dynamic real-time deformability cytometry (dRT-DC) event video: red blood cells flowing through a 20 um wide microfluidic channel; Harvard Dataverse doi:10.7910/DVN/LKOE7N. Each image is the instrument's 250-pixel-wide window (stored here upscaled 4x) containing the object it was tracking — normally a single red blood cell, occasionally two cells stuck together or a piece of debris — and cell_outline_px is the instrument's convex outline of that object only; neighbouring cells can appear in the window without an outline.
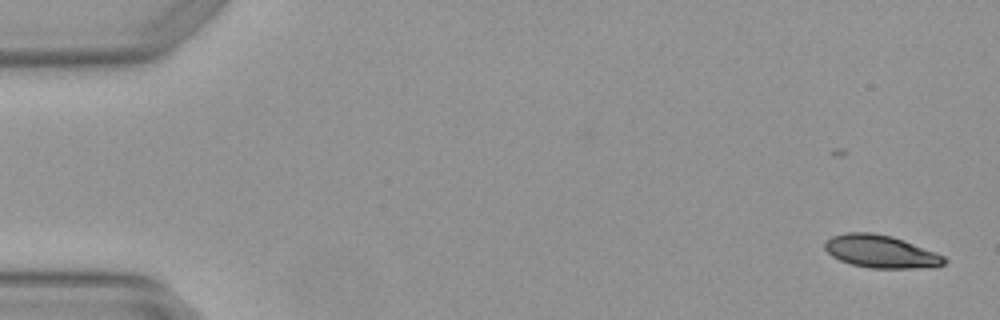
{"species": "Egyptian fruit bat (a non-hibernating species)", "species_latin": "Rousettus aegyptiacus", "temperature_condition": "warm", "stored_images_in_passage": 8, "segment_of_instrument_passage": [1, 2], "camera_frame_rate_fps": 3000, "um_per_image_px": 0.085, "animal": {"sex": "female"}, "frame": {"image": 1, "passage_image": 1, "time_ms": 0.0, "image_size_px": [1000, 320], "cell_outline_px": [[948, 260], [944, 264], [936, 268], [868, 268], [852, 264], [840, 260], [832, 256], [824, 248], [824, 244], [832, 236], [844, 232], [872, 232], [892, 236], [904, 240], [936, 252], [944, 256]], "centroid_in_image_um": [74.91, 21.38], "position_along_channel_um": 10.1, "area_um2": 23.0}}
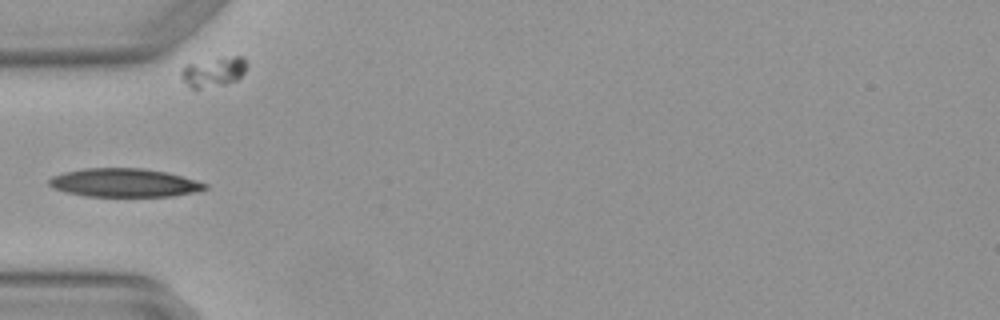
{"frame": {"image": 2, "passage_image": 5, "time_ms": 1.333, "image_size_px": [1000, 320], "cell_outline_px": [[208, 188], [192, 192], [172, 196], [84, 196], [64, 192], [52, 188], [48, 184], [48, 180], [52, 176], [64, 172], [84, 168], [144, 168], [168, 172], [196, 180], [208, 184]], "centroid_in_image_um": [10.53, 15.53], "position_along_channel_um": 74.5, "area_um2": 26.01}}
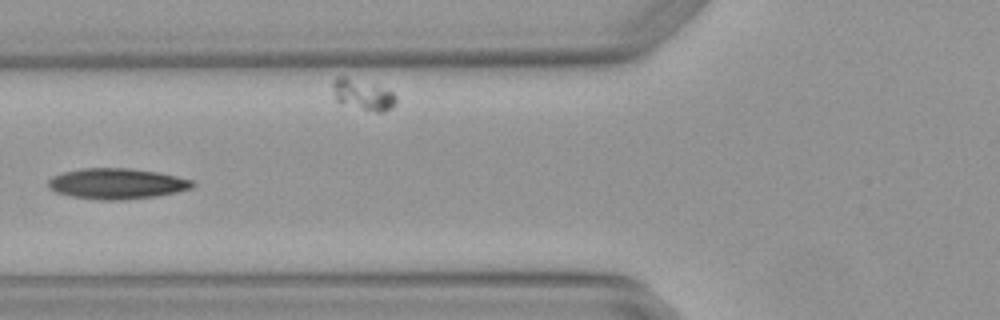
{"frame": {"image": 3, "passage_image": 6, "time_ms": 1.667, "image_size_px": [1000, 320], "cell_outline_px": [[196, 184], [192, 188], [176, 192], [156, 196], [120, 200], [96, 200], [72, 196], [56, 192], [48, 188], [48, 180], [52, 176], [64, 172], [80, 168], [128, 168], [160, 172], [192, 180]], "centroid_in_image_um": [9.92, 15.61], "position_along_channel_um": 115.9, "area_um2": 25.89}}